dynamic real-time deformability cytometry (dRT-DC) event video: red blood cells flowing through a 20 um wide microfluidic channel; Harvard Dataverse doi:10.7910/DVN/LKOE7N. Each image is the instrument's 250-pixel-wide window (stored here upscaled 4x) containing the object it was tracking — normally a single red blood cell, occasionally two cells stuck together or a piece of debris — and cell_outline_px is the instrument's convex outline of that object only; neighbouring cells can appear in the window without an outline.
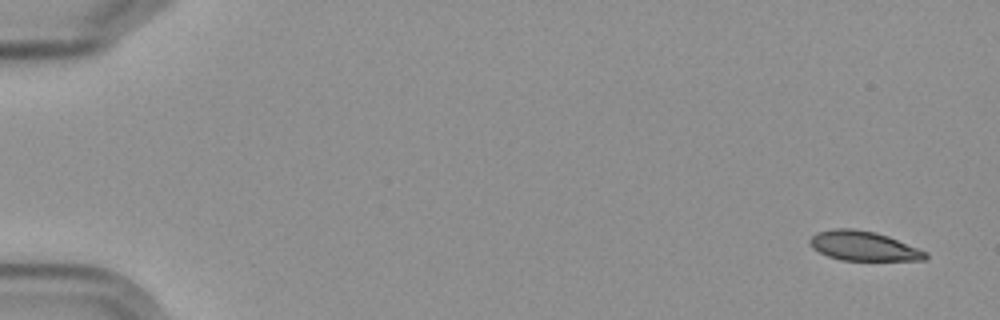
{"species": "Egyptian fruit bat (a non-hibernating species)", "species_latin": "Rousettus aegyptiacus", "temperature_condition": "cold", "stored_images_in_passage": 6, "camera_frame_rate_fps": 3000, "um_per_image_px": 0.085, "frame": {"image": 1, "passage_image": 1, "time_ms": 0.0, "image_size_px": [1000, 320], "cell_outline_px": [[928, 256], [924, 260], [840, 260], [828, 256], [812, 248], [808, 240], [816, 232], [832, 228], [852, 228], [876, 232], [888, 236], [928, 252]], "centroid_in_image_um": [73.37, 20.9], "position_along_channel_um": 11.6, "area_um2": 19.94}}
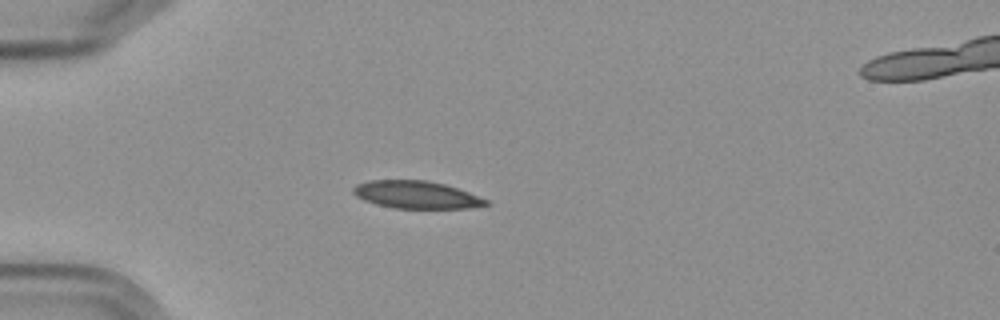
{"frame": {"image": 2, "passage_image": 5, "time_ms": 4.667, "image_size_px": [1000, 320], "cell_outline_px": [[492, 204], [468, 208], [392, 208], [376, 204], [364, 200], [356, 196], [352, 192], [352, 188], [356, 184], [368, 180], [424, 180], [444, 184], [468, 192], [488, 200]], "centroid_in_image_um": [35.36, 16.55], "position_along_channel_um": 49.6, "area_um2": 21.27}}